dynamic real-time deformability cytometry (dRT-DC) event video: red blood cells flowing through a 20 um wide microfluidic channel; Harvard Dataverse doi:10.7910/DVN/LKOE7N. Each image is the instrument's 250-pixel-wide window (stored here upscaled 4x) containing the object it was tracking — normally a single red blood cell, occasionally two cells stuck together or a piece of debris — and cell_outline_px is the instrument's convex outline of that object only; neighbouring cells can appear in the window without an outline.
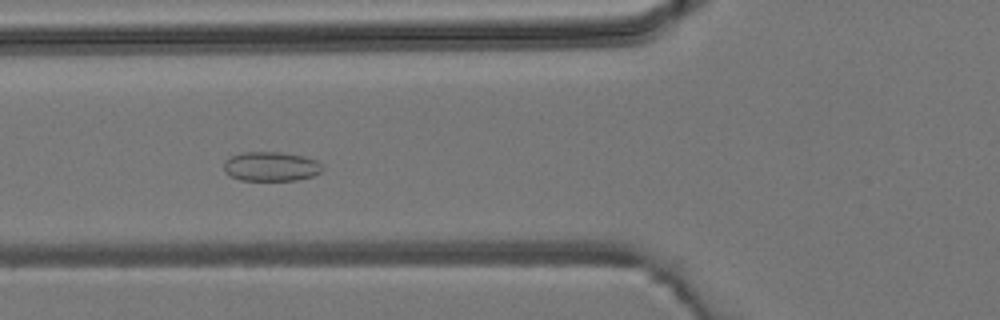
{"species": "common noctule bat (a hibernating species)", "species_latin": "Nyctalus noctula", "temperature_condition": "room temperature", "stored_images_in_passage": 6, "camera_frame_rate_fps": 3000, "um_per_image_px": 0.085, "animal": {"sex": "male", "body_mass_g": 19.2, "forearm_length_mm": 51.8}, "frame": {"image": 1, "passage_image": 4, "time_ms": 4.333, "image_size_px": [1000, 320], "cell_outline_px": [[324, 168], [320, 172], [312, 176], [296, 180], [240, 180], [224, 172], [224, 160], [228, 156], [244, 152], [280, 152], [304, 156], [316, 160]], "centroid_in_image_um": [23.01, 14.14], "position_along_channel_um": 102.8, "area_um2": 16.94}}
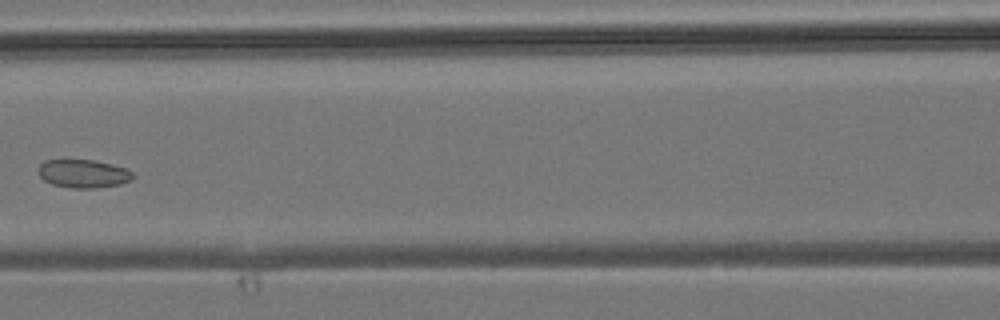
{"frame": {"image": 2, "passage_image": 5, "time_ms": 5.667, "image_size_px": [1000, 320], "cell_outline_px": [[136, 176], [132, 180], [120, 184], [96, 188], [72, 188], [52, 184], [44, 180], [40, 176], [36, 168], [44, 160], [92, 160], [112, 164], [128, 168]], "centroid_in_image_um": [7.1, 14.76], "position_along_channel_um": 159.5, "area_um2": 15.78}}
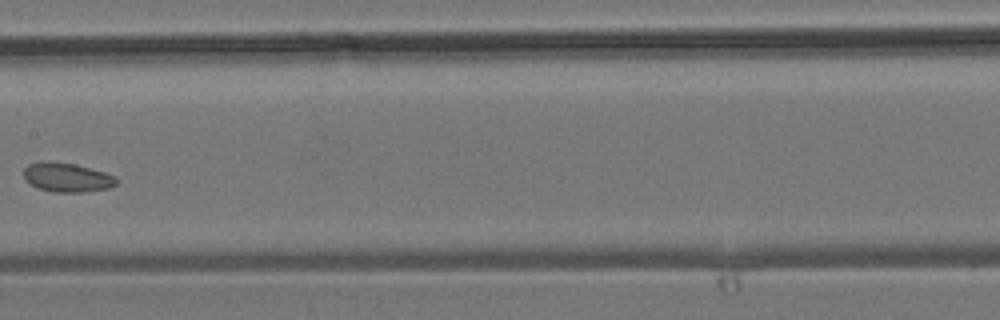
{"frame": {"image": 3, "passage_image": 6, "time_ms": 6.667, "image_size_px": [1000, 320], "cell_outline_px": [[120, 180], [116, 184], [108, 188], [84, 192], [56, 192], [40, 188], [24, 180], [24, 168], [28, 164], [40, 160], [48, 160], [72, 164], [104, 172], [116, 176]], "centroid_in_image_um": [5.69, 15.06], "position_along_channel_um": 201.7, "area_um2": 15.78}}